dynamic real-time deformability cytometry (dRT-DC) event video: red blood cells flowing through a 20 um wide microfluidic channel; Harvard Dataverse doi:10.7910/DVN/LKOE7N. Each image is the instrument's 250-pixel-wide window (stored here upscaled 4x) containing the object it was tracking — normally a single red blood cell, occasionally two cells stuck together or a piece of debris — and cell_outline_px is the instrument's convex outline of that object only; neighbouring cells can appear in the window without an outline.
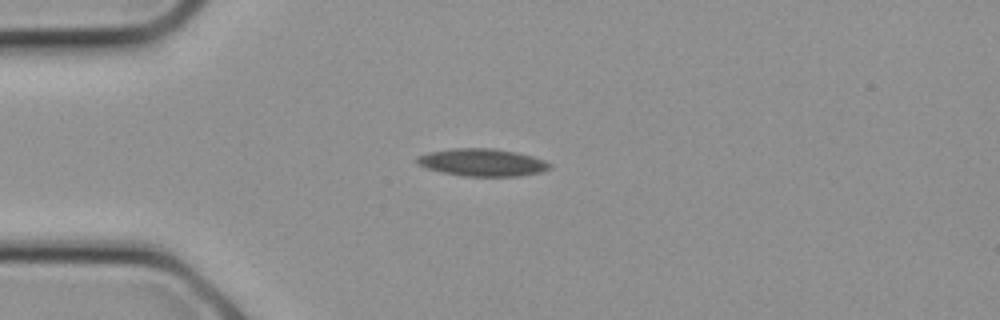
{"species": "common noctule bat (a hibernating species)", "species_latin": "Nyctalus noctula", "temperature_condition": "cold", "stored_images_in_passage": 13, "camera_frame_rate_fps": 3000, "um_per_image_px": 0.085, "animal": {"sex": "female", "body_mass_g": 21.9}, "frame": {"image": 1, "passage_image": 1, "time_ms": 0.0, "image_size_px": [1000, 320], "cell_outline_px": [[552, 168], [540, 172], [520, 176], [464, 176], [440, 172], [416, 164], [416, 156], [428, 152], [452, 148], [496, 148], [516, 152], [532, 156], [544, 160], [552, 164]], "centroid_in_image_um": [40.98, 13.8], "position_along_channel_um": 44.0, "area_um2": 21.44}}
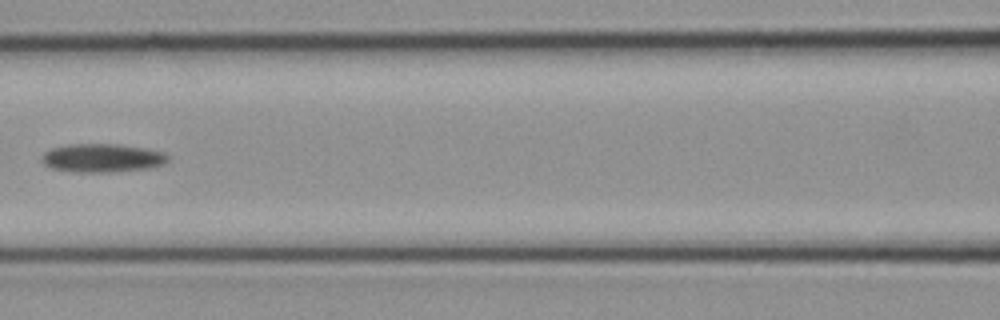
{"frame": {"image": 2, "passage_image": 6, "time_ms": 1.667, "image_size_px": [1000, 320], "cell_outline_px": [[172, 156], [164, 164], [148, 168], [112, 172], [76, 172], [52, 168], [44, 164], [40, 160], [40, 156], [44, 152], [52, 148], [68, 144], [120, 144], [148, 148], [164, 152]], "centroid_in_image_um": [8.71, 13.42], "position_along_channel_um": 157.9, "area_um2": 21.27}}
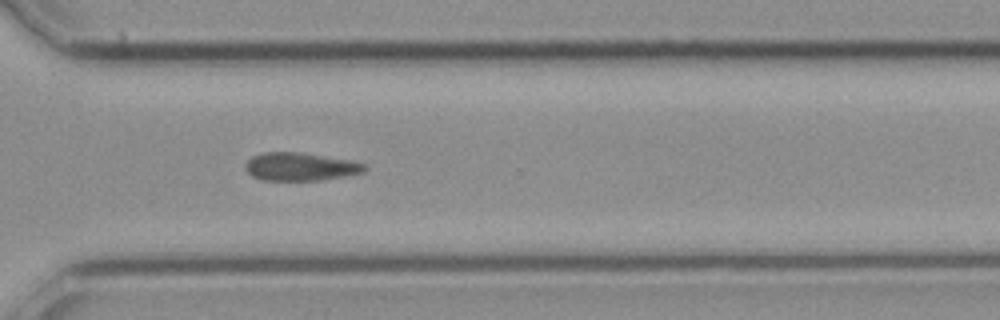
{"frame": {"image": 3, "passage_image": 13, "time_ms": 4.0, "image_size_px": [1000, 320], "cell_outline_px": [[368, 168], [364, 172], [324, 180], [264, 180], [252, 176], [244, 168], [244, 164], [252, 156], [260, 152], [300, 152], [352, 160], [368, 164]], "centroid_in_image_um": [25.55, 14.16], "position_along_channel_um": 345.0, "area_um2": 19.77}}